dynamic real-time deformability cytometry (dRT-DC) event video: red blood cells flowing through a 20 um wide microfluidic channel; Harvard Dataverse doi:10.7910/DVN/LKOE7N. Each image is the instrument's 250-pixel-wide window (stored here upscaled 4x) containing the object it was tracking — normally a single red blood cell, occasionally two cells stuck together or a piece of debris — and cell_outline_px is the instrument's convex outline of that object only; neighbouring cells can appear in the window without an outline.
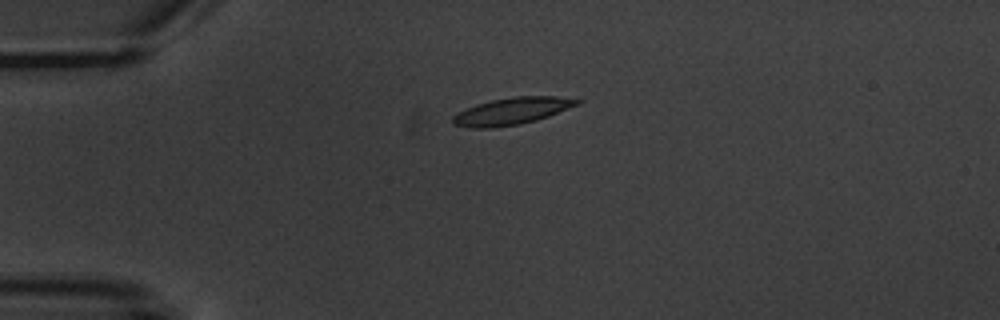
{"species": "common noctule bat (a hibernating species)", "species_latin": "Nyctalus noctula", "temperature_condition": "warm", "stored_images_in_passage": 3, "camera_frame_rate_fps": 3000, "um_per_image_px": 0.085, "animal": {"sex": "male", "body_mass_g": 20.1, "forearm_length_mm": 53.5}, "frame": {"image": 1, "passage_image": 1, "time_ms": 0.0, "image_size_px": [1000, 320], "cell_outline_px": [[580, 104], [548, 116], [536, 120], [520, 124], [492, 128], [472, 128], [452, 124], [452, 116], [456, 112], [476, 104], [492, 100], [516, 96], [556, 96], [580, 100]], "centroid_in_image_um": [43.47, 9.45], "position_along_channel_um": 41.5, "area_um2": 19.54}}